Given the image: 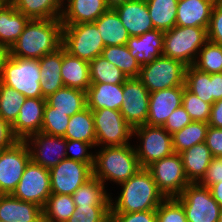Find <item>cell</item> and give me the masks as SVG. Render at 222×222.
<instances>
[{"instance_id": "cell-1", "label": "cell", "mask_w": 222, "mask_h": 222, "mask_svg": "<svg viewBox=\"0 0 222 222\" xmlns=\"http://www.w3.org/2000/svg\"><path fill=\"white\" fill-rule=\"evenodd\" d=\"M60 19H30L22 34L10 48V56L40 59L62 46Z\"/></svg>"}, {"instance_id": "cell-2", "label": "cell", "mask_w": 222, "mask_h": 222, "mask_svg": "<svg viewBox=\"0 0 222 222\" xmlns=\"http://www.w3.org/2000/svg\"><path fill=\"white\" fill-rule=\"evenodd\" d=\"M119 185L122 186V191L115 202L110 198V213L156 210L166 199L147 168H140L131 178Z\"/></svg>"}, {"instance_id": "cell-3", "label": "cell", "mask_w": 222, "mask_h": 222, "mask_svg": "<svg viewBox=\"0 0 222 222\" xmlns=\"http://www.w3.org/2000/svg\"><path fill=\"white\" fill-rule=\"evenodd\" d=\"M141 168L135 148L124 146L101 147L94 155L93 177L104 185L107 180L122 183ZM106 180V181H105Z\"/></svg>"}, {"instance_id": "cell-4", "label": "cell", "mask_w": 222, "mask_h": 222, "mask_svg": "<svg viewBox=\"0 0 222 222\" xmlns=\"http://www.w3.org/2000/svg\"><path fill=\"white\" fill-rule=\"evenodd\" d=\"M207 41L206 28L174 26L164 32L162 54L178 60L186 66H191Z\"/></svg>"}, {"instance_id": "cell-5", "label": "cell", "mask_w": 222, "mask_h": 222, "mask_svg": "<svg viewBox=\"0 0 222 222\" xmlns=\"http://www.w3.org/2000/svg\"><path fill=\"white\" fill-rule=\"evenodd\" d=\"M41 74L38 59L9 56L0 76V82L21 93L25 98H44L41 92Z\"/></svg>"}, {"instance_id": "cell-6", "label": "cell", "mask_w": 222, "mask_h": 222, "mask_svg": "<svg viewBox=\"0 0 222 222\" xmlns=\"http://www.w3.org/2000/svg\"><path fill=\"white\" fill-rule=\"evenodd\" d=\"M62 46L73 56L92 61L102 54L105 45L93 22L63 25Z\"/></svg>"}, {"instance_id": "cell-7", "label": "cell", "mask_w": 222, "mask_h": 222, "mask_svg": "<svg viewBox=\"0 0 222 222\" xmlns=\"http://www.w3.org/2000/svg\"><path fill=\"white\" fill-rule=\"evenodd\" d=\"M186 67L182 62L162 55L142 65L138 78L150 93L185 86Z\"/></svg>"}, {"instance_id": "cell-8", "label": "cell", "mask_w": 222, "mask_h": 222, "mask_svg": "<svg viewBox=\"0 0 222 222\" xmlns=\"http://www.w3.org/2000/svg\"><path fill=\"white\" fill-rule=\"evenodd\" d=\"M134 135L138 136L141 142L138 148L135 147L141 168H147L153 162L174 153L172 135L162 126L145 124L134 128Z\"/></svg>"}, {"instance_id": "cell-9", "label": "cell", "mask_w": 222, "mask_h": 222, "mask_svg": "<svg viewBox=\"0 0 222 222\" xmlns=\"http://www.w3.org/2000/svg\"><path fill=\"white\" fill-rule=\"evenodd\" d=\"M94 117L96 146H124L133 136V128L120 111L101 108L91 110Z\"/></svg>"}, {"instance_id": "cell-10", "label": "cell", "mask_w": 222, "mask_h": 222, "mask_svg": "<svg viewBox=\"0 0 222 222\" xmlns=\"http://www.w3.org/2000/svg\"><path fill=\"white\" fill-rule=\"evenodd\" d=\"M175 198L182 204L187 222H218L221 206L208 187L189 183Z\"/></svg>"}, {"instance_id": "cell-11", "label": "cell", "mask_w": 222, "mask_h": 222, "mask_svg": "<svg viewBox=\"0 0 222 222\" xmlns=\"http://www.w3.org/2000/svg\"><path fill=\"white\" fill-rule=\"evenodd\" d=\"M147 169L151 172L158 189L166 198L179 196L189 184L179 153H173L157 160Z\"/></svg>"}, {"instance_id": "cell-12", "label": "cell", "mask_w": 222, "mask_h": 222, "mask_svg": "<svg viewBox=\"0 0 222 222\" xmlns=\"http://www.w3.org/2000/svg\"><path fill=\"white\" fill-rule=\"evenodd\" d=\"M11 195L43 208L48 197L51 195L49 170L30 160Z\"/></svg>"}, {"instance_id": "cell-13", "label": "cell", "mask_w": 222, "mask_h": 222, "mask_svg": "<svg viewBox=\"0 0 222 222\" xmlns=\"http://www.w3.org/2000/svg\"><path fill=\"white\" fill-rule=\"evenodd\" d=\"M30 160V151L24 140L0 150V194L13 193Z\"/></svg>"}, {"instance_id": "cell-14", "label": "cell", "mask_w": 222, "mask_h": 222, "mask_svg": "<svg viewBox=\"0 0 222 222\" xmlns=\"http://www.w3.org/2000/svg\"><path fill=\"white\" fill-rule=\"evenodd\" d=\"M49 172L52 194L72 195L78 187L93 177L90 164L67 158L60 161Z\"/></svg>"}, {"instance_id": "cell-15", "label": "cell", "mask_w": 222, "mask_h": 222, "mask_svg": "<svg viewBox=\"0 0 222 222\" xmlns=\"http://www.w3.org/2000/svg\"><path fill=\"white\" fill-rule=\"evenodd\" d=\"M123 103L120 113L134 129L146 124L150 92L138 77L128 78L123 83Z\"/></svg>"}, {"instance_id": "cell-16", "label": "cell", "mask_w": 222, "mask_h": 222, "mask_svg": "<svg viewBox=\"0 0 222 222\" xmlns=\"http://www.w3.org/2000/svg\"><path fill=\"white\" fill-rule=\"evenodd\" d=\"M24 141L28 145L31 160L48 170L66 159L67 150L64 137L39 132L30 135Z\"/></svg>"}, {"instance_id": "cell-17", "label": "cell", "mask_w": 222, "mask_h": 222, "mask_svg": "<svg viewBox=\"0 0 222 222\" xmlns=\"http://www.w3.org/2000/svg\"><path fill=\"white\" fill-rule=\"evenodd\" d=\"M185 86L150 93L147 125L163 126L175 109L182 105Z\"/></svg>"}, {"instance_id": "cell-18", "label": "cell", "mask_w": 222, "mask_h": 222, "mask_svg": "<svg viewBox=\"0 0 222 222\" xmlns=\"http://www.w3.org/2000/svg\"><path fill=\"white\" fill-rule=\"evenodd\" d=\"M130 37L154 30L146 0H127L114 8Z\"/></svg>"}, {"instance_id": "cell-19", "label": "cell", "mask_w": 222, "mask_h": 222, "mask_svg": "<svg viewBox=\"0 0 222 222\" xmlns=\"http://www.w3.org/2000/svg\"><path fill=\"white\" fill-rule=\"evenodd\" d=\"M46 98H26L18 117L12 124L14 135L25 140L32 134L41 132Z\"/></svg>"}, {"instance_id": "cell-20", "label": "cell", "mask_w": 222, "mask_h": 222, "mask_svg": "<svg viewBox=\"0 0 222 222\" xmlns=\"http://www.w3.org/2000/svg\"><path fill=\"white\" fill-rule=\"evenodd\" d=\"M217 0H178L176 26L208 29Z\"/></svg>"}, {"instance_id": "cell-21", "label": "cell", "mask_w": 222, "mask_h": 222, "mask_svg": "<svg viewBox=\"0 0 222 222\" xmlns=\"http://www.w3.org/2000/svg\"><path fill=\"white\" fill-rule=\"evenodd\" d=\"M0 220L4 222H43L42 207L13 197L0 194Z\"/></svg>"}, {"instance_id": "cell-22", "label": "cell", "mask_w": 222, "mask_h": 222, "mask_svg": "<svg viewBox=\"0 0 222 222\" xmlns=\"http://www.w3.org/2000/svg\"><path fill=\"white\" fill-rule=\"evenodd\" d=\"M67 3L62 9V25L95 22L109 9L106 0H68Z\"/></svg>"}, {"instance_id": "cell-23", "label": "cell", "mask_w": 222, "mask_h": 222, "mask_svg": "<svg viewBox=\"0 0 222 222\" xmlns=\"http://www.w3.org/2000/svg\"><path fill=\"white\" fill-rule=\"evenodd\" d=\"M163 44L164 32L156 29L137 37H130L126 42L131 56L136 58L140 66L162 56Z\"/></svg>"}, {"instance_id": "cell-24", "label": "cell", "mask_w": 222, "mask_h": 222, "mask_svg": "<svg viewBox=\"0 0 222 222\" xmlns=\"http://www.w3.org/2000/svg\"><path fill=\"white\" fill-rule=\"evenodd\" d=\"M123 84L91 83L86 91L87 107L120 110L123 103Z\"/></svg>"}, {"instance_id": "cell-25", "label": "cell", "mask_w": 222, "mask_h": 222, "mask_svg": "<svg viewBox=\"0 0 222 222\" xmlns=\"http://www.w3.org/2000/svg\"><path fill=\"white\" fill-rule=\"evenodd\" d=\"M63 60V46L55 52L44 55L38 59L41 74V92L44 98L64 87L61 77Z\"/></svg>"}, {"instance_id": "cell-26", "label": "cell", "mask_w": 222, "mask_h": 222, "mask_svg": "<svg viewBox=\"0 0 222 222\" xmlns=\"http://www.w3.org/2000/svg\"><path fill=\"white\" fill-rule=\"evenodd\" d=\"M61 77L64 87L86 92L91 85L89 62L71 55L63 47Z\"/></svg>"}, {"instance_id": "cell-27", "label": "cell", "mask_w": 222, "mask_h": 222, "mask_svg": "<svg viewBox=\"0 0 222 222\" xmlns=\"http://www.w3.org/2000/svg\"><path fill=\"white\" fill-rule=\"evenodd\" d=\"M30 19L6 0L0 6V44L11 48Z\"/></svg>"}, {"instance_id": "cell-28", "label": "cell", "mask_w": 222, "mask_h": 222, "mask_svg": "<svg viewBox=\"0 0 222 222\" xmlns=\"http://www.w3.org/2000/svg\"><path fill=\"white\" fill-rule=\"evenodd\" d=\"M189 183H199L213 159L206 143H200L180 153Z\"/></svg>"}, {"instance_id": "cell-29", "label": "cell", "mask_w": 222, "mask_h": 222, "mask_svg": "<svg viewBox=\"0 0 222 222\" xmlns=\"http://www.w3.org/2000/svg\"><path fill=\"white\" fill-rule=\"evenodd\" d=\"M93 23L97 26L105 47L126 45L130 38L127 29L113 8H109Z\"/></svg>"}, {"instance_id": "cell-30", "label": "cell", "mask_w": 222, "mask_h": 222, "mask_svg": "<svg viewBox=\"0 0 222 222\" xmlns=\"http://www.w3.org/2000/svg\"><path fill=\"white\" fill-rule=\"evenodd\" d=\"M46 103L65 115L71 117L87 107L86 92L63 87L46 98Z\"/></svg>"}, {"instance_id": "cell-31", "label": "cell", "mask_w": 222, "mask_h": 222, "mask_svg": "<svg viewBox=\"0 0 222 222\" xmlns=\"http://www.w3.org/2000/svg\"><path fill=\"white\" fill-rule=\"evenodd\" d=\"M29 19H60L63 5L59 0H8Z\"/></svg>"}, {"instance_id": "cell-32", "label": "cell", "mask_w": 222, "mask_h": 222, "mask_svg": "<svg viewBox=\"0 0 222 222\" xmlns=\"http://www.w3.org/2000/svg\"><path fill=\"white\" fill-rule=\"evenodd\" d=\"M64 138L66 140H79L96 146V132L92 111L86 107L70 117Z\"/></svg>"}, {"instance_id": "cell-33", "label": "cell", "mask_w": 222, "mask_h": 222, "mask_svg": "<svg viewBox=\"0 0 222 222\" xmlns=\"http://www.w3.org/2000/svg\"><path fill=\"white\" fill-rule=\"evenodd\" d=\"M75 205L81 206H110L111 196L105 190V185L92 177L78 187L72 194Z\"/></svg>"}, {"instance_id": "cell-34", "label": "cell", "mask_w": 222, "mask_h": 222, "mask_svg": "<svg viewBox=\"0 0 222 222\" xmlns=\"http://www.w3.org/2000/svg\"><path fill=\"white\" fill-rule=\"evenodd\" d=\"M154 29L166 32L176 26L178 0H146Z\"/></svg>"}, {"instance_id": "cell-35", "label": "cell", "mask_w": 222, "mask_h": 222, "mask_svg": "<svg viewBox=\"0 0 222 222\" xmlns=\"http://www.w3.org/2000/svg\"><path fill=\"white\" fill-rule=\"evenodd\" d=\"M75 208L72 195L51 193L42 208L43 222H66Z\"/></svg>"}, {"instance_id": "cell-36", "label": "cell", "mask_w": 222, "mask_h": 222, "mask_svg": "<svg viewBox=\"0 0 222 222\" xmlns=\"http://www.w3.org/2000/svg\"><path fill=\"white\" fill-rule=\"evenodd\" d=\"M209 124L201 121H192L180 131L172 134L174 153H181L196 144L205 142Z\"/></svg>"}, {"instance_id": "cell-37", "label": "cell", "mask_w": 222, "mask_h": 222, "mask_svg": "<svg viewBox=\"0 0 222 222\" xmlns=\"http://www.w3.org/2000/svg\"><path fill=\"white\" fill-rule=\"evenodd\" d=\"M91 83L123 84L128 77L101 55L89 62Z\"/></svg>"}, {"instance_id": "cell-38", "label": "cell", "mask_w": 222, "mask_h": 222, "mask_svg": "<svg viewBox=\"0 0 222 222\" xmlns=\"http://www.w3.org/2000/svg\"><path fill=\"white\" fill-rule=\"evenodd\" d=\"M119 68L128 78L139 77L141 66L132 57L126 45L106 46L101 54Z\"/></svg>"}, {"instance_id": "cell-39", "label": "cell", "mask_w": 222, "mask_h": 222, "mask_svg": "<svg viewBox=\"0 0 222 222\" xmlns=\"http://www.w3.org/2000/svg\"><path fill=\"white\" fill-rule=\"evenodd\" d=\"M185 87L203 102L214 104L211 74L200 71L193 65L185 70Z\"/></svg>"}, {"instance_id": "cell-40", "label": "cell", "mask_w": 222, "mask_h": 222, "mask_svg": "<svg viewBox=\"0 0 222 222\" xmlns=\"http://www.w3.org/2000/svg\"><path fill=\"white\" fill-rule=\"evenodd\" d=\"M193 66L208 74L222 73V46L208 40L198 52Z\"/></svg>"}, {"instance_id": "cell-41", "label": "cell", "mask_w": 222, "mask_h": 222, "mask_svg": "<svg viewBox=\"0 0 222 222\" xmlns=\"http://www.w3.org/2000/svg\"><path fill=\"white\" fill-rule=\"evenodd\" d=\"M25 99L17 90L0 82V117L12 125L18 117Z\"/></svg>"}, {"instance_id": "cell-42", "label": "cell", "mask_w": 222, "mask_h": 222, "mask_svg": "<svg viewBox=\"0 0 222 222\" xmlns=\"http://www.w3.org/2000/svg\"><path fill=\"white\" fill-rule=\"evenodd\" d=\"M69 121V116L61 113L60 111H55L53 107H50L46 103L41 132L53 136L64 137Z\"/></svg>"}, {"instance_id": "cell-43", "label": "cell", "mask_w": 222, "mask_h": 222, "mask_svg": "<svg viewBox=\"0 0 222 222\" xmlns=\"http://www.w3.org/2000/svg\"><path fill=\"white\" fill-rule=\"evenodd\" d=\"M182 106L189 114L192 121L208 123L211 112V104L203 102L186 87L183 91Z\"/></svg>"}, {"instance_id": "cell-44", "label": "cell", "mask_w": 222, "mask_h": 222, "mask_svg": "<svg viewBox=\"0 0 222 222\" xmlns=\"http://www.w3.org/2000/svg\"><path fill=\"white\" fill-rule=\"evenodd\" d=\"M110 206L76 205L75 211L66 222H110Z\"/></svg>"}, {"instance_id": "cell-45", "label": "cell", "mask_w": 222, "mask_h": 222, "mask_svg": "<svg viewBox=\"0 0 222 222\" xmlns=\"http://www.w3.org/2000/svg\"><path fill=\"white\" fill-rule=\"evenodd\" d=\"M157 222H187L182 204L175 198H166L156 209Z\"/></svg>"}, {"instance_id": "cell-46", "label": "cell", "mask_w": 222, "mask_h": 222, "mask_svg": "<svg viewBox=\"0 0 222 222\" xmlns=\"http://www.w3.org/2000/svg\"><path fill=\"white\" fill-rule=\"evenodd\" d=\"M94 148L90 143L79 140H66V158L79 161L82 163L94 165V155L87 151V149ZM68 150L73 154L70 155Z\"/></svg>"}, {"instance_id": "cell-47", "label": "cell", "mask_w": 222, "mask_h": 222, "mask_svg": "<svg viewBox=\"0 0 222 222\" xmlns=\"http://www.w3.org/2000/svg\"><path fill=\"white\" fill-rule=\"evenodd\" d=\"M207 33L209 41L222 46V1H217L213 6Z\"/></svg>"}, {"instance_id": "cell-48", "label": "cell", "mask_w": 222, "mask_h": 222, "mask_svg": "<svg viewBox=\"0 0 222 222\" xmlns=\"http://www.w3.org/2000/svg\"><path fill=\"white\" fill-rule=\"evenodd\" d=\"M192 122L189 114L185 111L183 106H179L173 111V113L168 117L165 124L162 126L169 134H174L180 131L185 126Z\"/></svg>"}, {"instance_id": "cell-49", "label": "cell", "mask_w": 222, "mask_h": 222, "mask_svg": "<svg viewBox=\"0 0 222 222\" xmlns=\"http://www.w3.org/2000/svg\"><path fill=\"white\" fill-rule=\"evenodd\" d=\"M110 222H157L156 210L110 213Z\"/></svg>"}, {"instance_id": "cell-50", "label": "cell", "mask_w": 222, "mask_h": 222, "mask_svg": "<svg viewBox=\"0 0 222 222\" xmlns=\"http://www.w3.org/2000/svg\"><path fill=\"white\" fill-rule=\"evenodd\" d=\"M222 181V157H213L210 162L208 169L202 180L199 182L200 185L210 187L212 184H216Z\"/></svg>"}, {"instance_id": "cell-51", "label": "cell", "mask_w": 222, "mask_h": 222, "mask_svg": "<svg viewBox=\"0 0 222 222\" xmlns=\"http://www.w3.org/2000/svg\"><path fill=\"white\" fill-rule=\"evenodd\" d=\"M205 143L213 157H222V128L209 126Z\"/></svg>"}, {"instance_id": "cell-52", "label": "cell", "mask_w": 222, "mask_h": 222, "mask_svg": "<svg viewBox=\"0 0 222 222\" xmlns=\"http://www.w3.org/2000/svg\"><path fill=\"white\" fill-rule=\"evenodd\" d=\"M18 140L13 133L12 125L0 117V150L11 147Z\"/></svg>"}, {"instance_id": "cell-53", "label": "cell", "mask_w": 222, "mask_h": 222, "mask_svg": "<svg viewBox=\"0 0 222 222\" xmlns=\"http://www.w3.org/2000/svg\"><path fill=\"white\" fill-rule=\"evenodd\" d=\"M208 124L209 126L222 128V99L214 102V104L211 105Z\"/></svg>"}, {"instance_id": "cell-54", "label": "cell", "mask_w": 222, "mask_h": 222, "mask_svg": "<svg viewBox=\"0 0 222 222\" xmlns=\"http://www.w3.org/2000/svg\"><path fill=\"white\" fill-rule=\"evenodd\" d=\"M211 82L213 88V99L216 102L222 99V73H212Z\"/></svg>"}, {"instance_id": "cell-55", "label": "cell", "mask_w": 222, "mask_h": 222, "mask_svg": "<svg viewBox=\"0 0 222 222\" xmlns=\"http://www.w3.org/2000/svg\"><path fill=\"white\" fill-rule=\"evenodd\" d=\"M212 197L218 202L222 207V181L216 184H212L209 187Z\"/></svg>"}, {"instance_id": "cell-56", "label": "cell", "mask_w": 222, "mask_h": 222, "mask_svg": "<svg viewBox=\"0 0 222 222\" xmlns=\"http://www.w3.org/2000/svg\"><path fill=\"white\" fill-rule=\"evenodd\" d=\"M9 56L10 48L6 45L0 44V76L2 75L3 68Z\"/></svg>"}, {"instance_id": "cell-57", "label": "cell", "mask_w": 222, "mask_h": 222, "mask_svg": "<svg viewBox=\"0 0 222 222\" xmlns=\"http://www.w3.org/2000/svg\"><path fill=\"white\" fill-rule=\"evenodd\" d=\"M125 1H127V0H106V3H107V6L109 8H113L114 9L118 5L123 4Z\"/></svg>"}, {"instance_id": "cell-58", "label": "cell", "mask_w": 222, "mask_h": 222, "mask_svg": "<svg viewBox=\"0 0 222 222\" xmlns=\"http://www.w3.org/2000/svg\"><path fill=\"white\" fill-rule=\"evenodd\" d=\"M218 222H222V207L220 208Z\"/></svg>"}, {"instance_id": "cell-59", "label": "cell", "mask_w": 222, "mask_h": 222, "mask_svg": "<svg viewBox=\"0 0 222 222\" xmlns=\"http://www.w3.org/2000/svg\"><path fill=\"white\" fill-rule=\"evenodd\" d=\"M62 5H64L66 0H59ZM68 1V0H67Z\"/></svg>"}, {"instance_id": "cell-60", "label": "cell", "mask_w": 222, "mask_h": 222, "mask_svg": "<svg viewBox=\"0 0 222 222\" xmlns=\"http://www.w3.org/2000/svg\"><path fill=\"white\" fill-rule=\"evenodd\" d=\"M6 0H0V6L5 2Z\"/></svg>"}]
</instances>
